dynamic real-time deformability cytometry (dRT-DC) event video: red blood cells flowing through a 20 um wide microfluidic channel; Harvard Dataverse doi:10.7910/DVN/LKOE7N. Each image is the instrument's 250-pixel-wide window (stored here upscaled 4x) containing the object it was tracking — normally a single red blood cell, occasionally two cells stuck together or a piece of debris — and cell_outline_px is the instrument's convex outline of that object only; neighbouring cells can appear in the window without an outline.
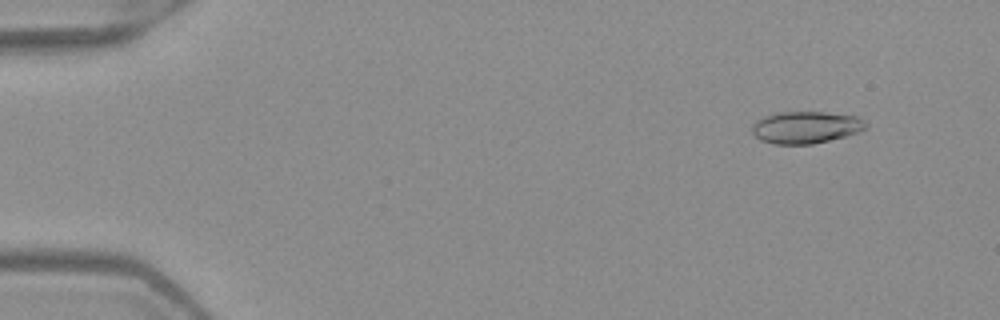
{"species": "Egyptian fruit bat (a non-hibernating species)", "species_latin": "Rousettus aegyptiacus", "temperature_condition": "warm", "stored_images_in_passage": 5, "camera_frame_rate_fps": 3000, "um_per_image_px": 0.085, "frame": {"image": 1, "passage_image": 2, "time_ms": 0.333, "image_size_px": [1000, 320], "cell_outline_px": [[868, 128], [860, 132], [812, 144], [772, 144], [760, 140], [752, 132], [752, 128], [756, 120], [764, 116], [776, 112], [824, 112], [856, 116], [868, 124]], "centroid_in_image_um": [68.49, 10.82], "position_along_channel_um": 16.5, "area_um2": 21.27}}
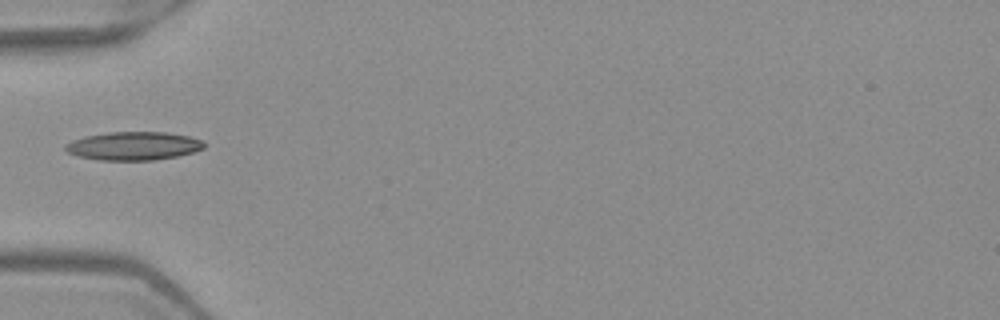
{"frame": {"image": 2, "passage_image": 5, "time_ms": 1.333, "image_size_px": [1000, 320], "cell_outline_px": [[208, 144], [204, 148], [192, 152], [176, 156], [156, 160], [100, 160], [76, 156], [68, 152], [64, 148], [64, 144], [72, 140], [84, 136], [108, 132], [168, 132], [188, 136], [200, 140]], "centroid_in_image_um": [11.33, 12.4], "position_along_channel_um": 73.7, "area_um2": 23.06}}